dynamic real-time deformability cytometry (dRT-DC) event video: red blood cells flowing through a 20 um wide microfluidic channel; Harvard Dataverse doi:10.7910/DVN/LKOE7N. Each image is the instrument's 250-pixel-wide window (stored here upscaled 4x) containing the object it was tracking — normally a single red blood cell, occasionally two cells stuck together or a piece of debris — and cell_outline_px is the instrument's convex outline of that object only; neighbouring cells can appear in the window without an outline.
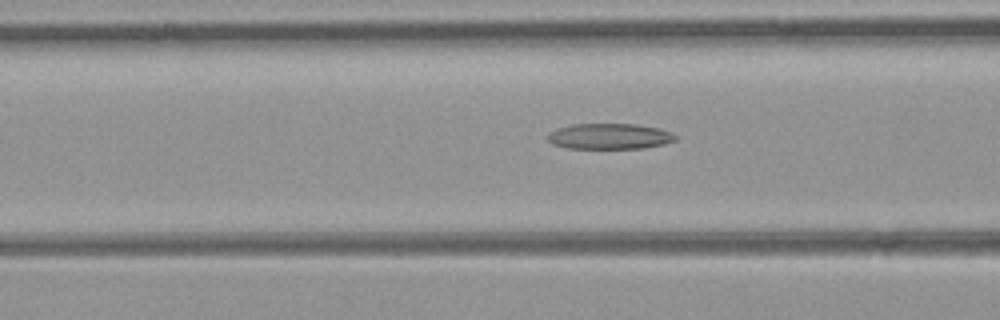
{"species": "common noctule bat (a hibernating species)", "species_latin": "Nyctalus noctula", "temperature_condition": "room temperature", "stored_images_in_passage": 12, "camera_frame_rate_fps": 3000, "um_per_image_px": 0.085, "animal": {"sex": "female", "body_mass_g": 21.9}, "frame": {"image": 1, "passage_image": 6, "time_ms": 1.667, "image_size_px": [1000, 320], "cell_outline_px": [[676, 140], [664, 144], [644, 148], [568, 148], [552, 144], [544, 136], [548, 132], [556, 128], [572, 124], [636, 124], [660, 128], [672, 132], [676, 136]], "centroid_in_image_um": [51.78, 11.58], "position_along_channel_um": 114.8, "area_um2": 19.36}}
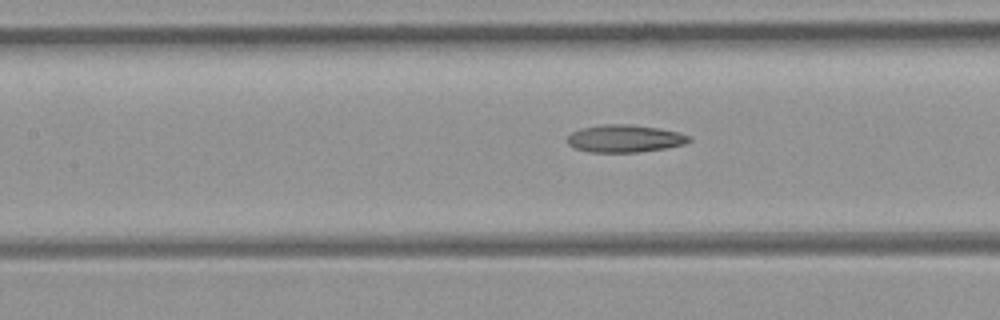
{"frame": {"image": 2, "passage_image": 9, "time_ms": 2.667, "image_size_px": [1000, 320], "cell_outline_px": [[692, 140], [684, 144], [664, 148], [636, 152], [588, 152], [576, 148], [568, 144], [568, 136], [572, 132], [584, 128], [604, 124], [632, 124], [660, 128], [680, 132], [692, 136]], "centroid_in_image_um": [53.15, 11.77], "position_along_channel_um": 154.2, "area_um2": 19.48}}